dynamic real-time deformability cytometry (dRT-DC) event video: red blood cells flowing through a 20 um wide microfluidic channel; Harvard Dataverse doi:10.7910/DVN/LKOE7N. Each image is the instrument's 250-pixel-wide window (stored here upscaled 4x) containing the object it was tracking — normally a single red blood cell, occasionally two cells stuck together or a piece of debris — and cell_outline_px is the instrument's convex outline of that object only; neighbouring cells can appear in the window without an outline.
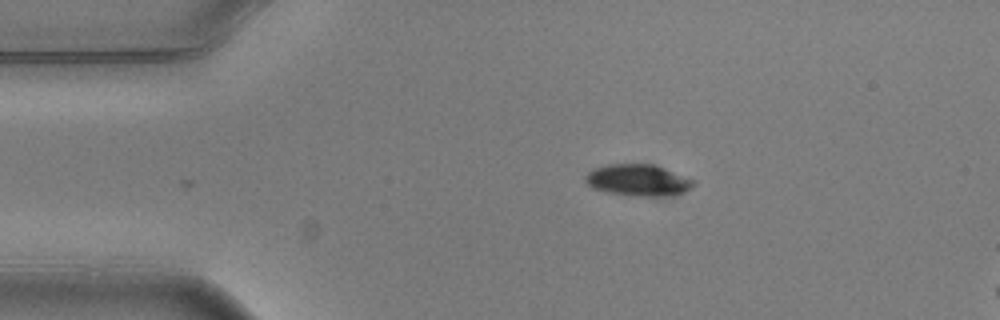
{"species": "common noctule bat (a hibernating species)", "species_latin": "Nyctalus noctula", "temperature_condition": "warm", "stored_images_in_passage": 3, "camera_frame_rate_fps": 3000, "um_per_image_px": 0.085, "animal": {"sex": "male", "body_mass_g": 20.5, "forearm_length_mm": 52.5}, "frame": {"image": 1, "passage_image": 1, "time_ms": 0.0, "image_size_px": [1000, 320], "cell_outline_px": [[696, 184], [692, 188], [684, 192], [672, 196], [640, 196], [604, 192], [592, 188], [584, 180], [584, 176], [592, 168], [608, 164], [656, 164], [696, 180]], "centroid_in_image_um": [54.26, 15.31], "position_along_channel_um": 30.7, "area_um2": 20.35}}